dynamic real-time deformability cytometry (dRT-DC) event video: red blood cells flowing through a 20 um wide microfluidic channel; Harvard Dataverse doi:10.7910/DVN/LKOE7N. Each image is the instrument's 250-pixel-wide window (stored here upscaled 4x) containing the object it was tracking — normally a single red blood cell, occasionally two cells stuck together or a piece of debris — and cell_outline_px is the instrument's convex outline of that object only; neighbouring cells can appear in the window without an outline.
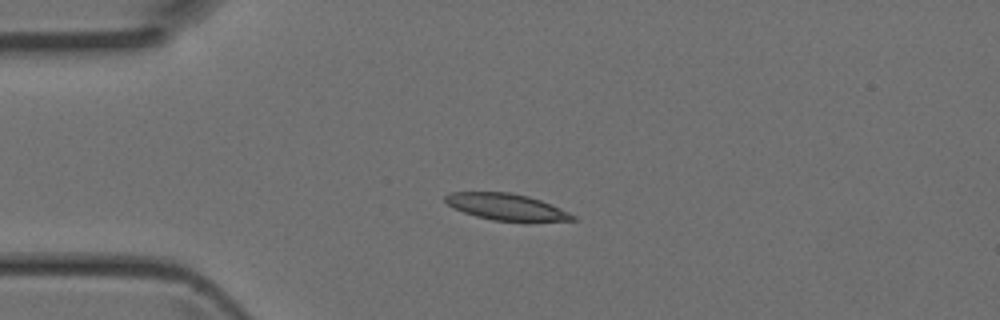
{"species": "Egyptian fruit bat (a non-hibernating species)", "species_latin": "Rousettus aegyptiacus", "temperature_condition": "room temperature", "stored_images_in_passage": 4, "camera_frame_rate_fps": 3000, "um_per_image_px": 0.085, "animal": {"sex": "female"}, "frame": {"image": 1, "passage_image": 3, "time_ms": 0.667, "image_size_px": [1000, 320], "cell_outline_px": [[576, 220], [528, 224], [524, 224], [492, 220], [476, 216], [464, 212], [448, 204], [444, 200], [444, 196], [452, 192], [508, 192], [528, 196], [540, 200], [568, 212], [576, 216]], "centroid_in_image_um": [43.12, 17.64], "position_along_channel_um": 41.9, "area_um2": 20.29}}